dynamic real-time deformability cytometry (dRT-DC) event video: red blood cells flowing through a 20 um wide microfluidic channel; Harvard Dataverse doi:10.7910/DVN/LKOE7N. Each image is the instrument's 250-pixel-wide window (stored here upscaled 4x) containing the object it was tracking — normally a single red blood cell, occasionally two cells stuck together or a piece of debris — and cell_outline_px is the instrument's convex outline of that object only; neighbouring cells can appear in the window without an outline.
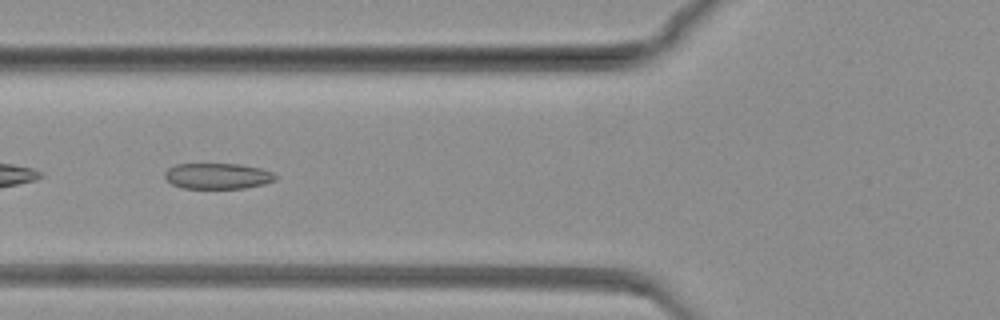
{"species": "common noctule bat (a hibernating species)", "species_latin": "Nyctalus noctula", "temperature_condition": "warm", "stored_images_in_passage": 24, "camera_frame_rate_fps": 3000, "um_per_image_px": 0.085, "animal": {"sex": "female", "body_mass_g": 19.3, "forearm_length_mm": 54.1}, "frame": {"image": 1, "passage_image": 8, "time_ms": 2.333, "image_size_px": [1000, 320], "cell_outline_px": [[276, 180], [264, 184], [244, 188], [184, 188], [172, 184], [164, 176], [164, 172], [168, 168], [176, 164], [240, 164], [260, 168], [272, 172], [276, 176]], "centroid_in_image_um": [18.5, 14.96], "position_along_channel_um": 107.3, "area_um2": 16.59}}
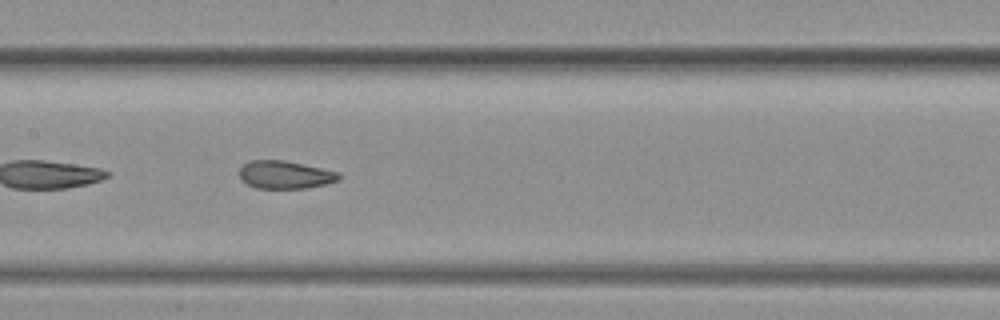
{"frame": {"image": 2, "passage_image": 17, "time_ms": 5.333, "image_size_px": [1000, 320], "cell_outline_px": [[340, 180], [308, 188], [256, 188], [240, 180], [240, 168], [248, 160], [284, 160], [340, 172]], "centroid_in_image_um": [24.23, 14.85], "position_along_channel_um": 183.2, "area_um2": 16.18}}